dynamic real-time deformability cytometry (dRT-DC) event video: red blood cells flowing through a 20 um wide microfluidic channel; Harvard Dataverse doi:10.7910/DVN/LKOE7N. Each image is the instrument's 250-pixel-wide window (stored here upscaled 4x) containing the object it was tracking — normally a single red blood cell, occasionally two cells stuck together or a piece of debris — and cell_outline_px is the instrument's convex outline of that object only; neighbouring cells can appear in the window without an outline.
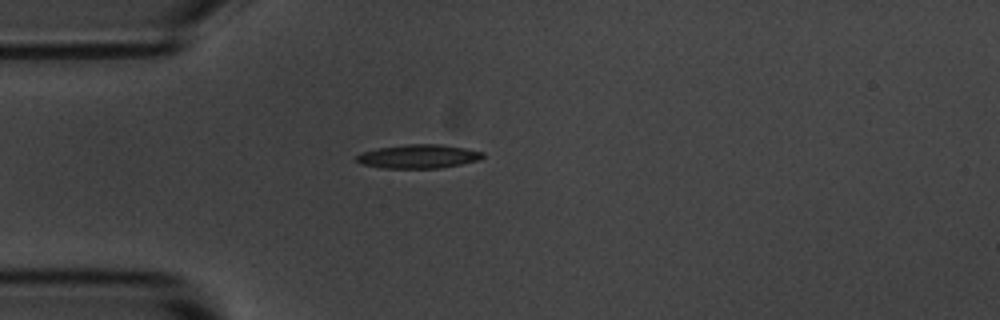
{"species": "common noctule bat (a hibernating species)", "species_latin": "Nyctalus noctula", "temperature_condition": "room temperature", "stored_images_in_passage": 41, "camera_frame_rate_fps": 3000, "um_per_image_px": 0.085, "animal": {"sex": "male", "body_mass_g": 20.1, "forearm_length_mm": 53.5}, "frame": {"image": 1, "passage_image": 1, "time_ms": 0.0, "image_size_px": [1000, 320], "cell_outline_px": [[484, 156], [480, 160], [440, 168], [380, 168], [364, 164], [356, 160], [356, 156], [360, 152], [376, 148], [408, 144], [440, 144], [464, 148], [484, 152]], "centroid_in_image_um": [35.56, 13.29], "position_along_channel_um": 49.4, "area_um2": 17.51}}
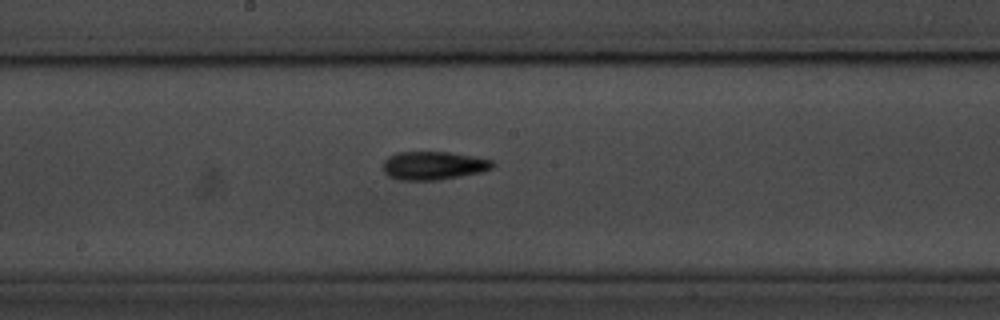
{"frame": {"image": 2, "passage_image": 15, "time_ms": 4.667, "image_size_px": [1000, 320], "cell_outline_px": [[496, 164], [492, 168], [480, 172], [440, 180], [400, 180], [388, 176], [384, 172], [384, 160], [388, 156], [396, 152], [448, 152], [492, 160]], "centroid_in_image_um": [36.82, 14.08], "position_along_channel_um": 211.4, "area_um2": 18.03}}
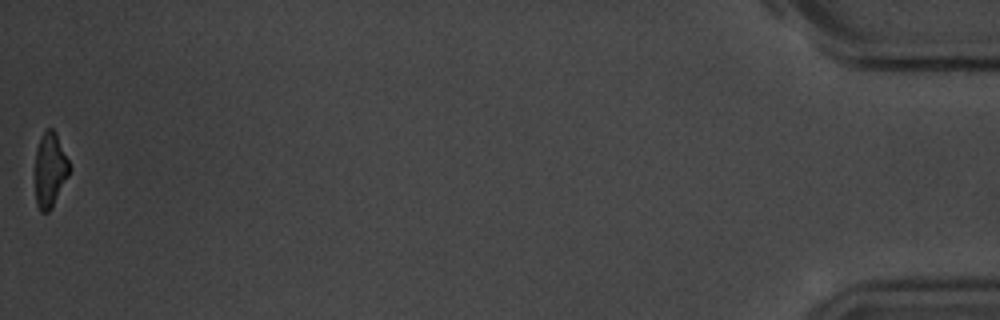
{"frame": {"image": 3, "passage_image": 41, "time_ms": 13.333, "image_size_px": [1000, 320], "cell_outline_px": [[72, 168], [52, 208], [48, 212], [40, 212], [36, 204], [36, 148], [40, 136], [48, 128], [52, 128], [56, 132]], "centroid_in_image_um": [4.27, 14.43], "position_along_channel_um": 430.9, "area_um2": 14.97}, "authors_computed_cell_mechanics": {"area_um2": 16.9932, "velocity_mm_per_s": 3.6742, "shape_relaxation_time_tau1_ms": 4.564, "shape_relaxation_time_tau2_ms": 3.9663, "deformation_change_tau1": 0.1391, "deformation_change_tau2": 0.1317}}